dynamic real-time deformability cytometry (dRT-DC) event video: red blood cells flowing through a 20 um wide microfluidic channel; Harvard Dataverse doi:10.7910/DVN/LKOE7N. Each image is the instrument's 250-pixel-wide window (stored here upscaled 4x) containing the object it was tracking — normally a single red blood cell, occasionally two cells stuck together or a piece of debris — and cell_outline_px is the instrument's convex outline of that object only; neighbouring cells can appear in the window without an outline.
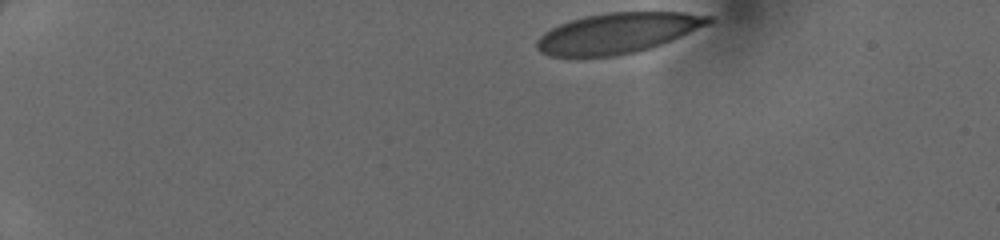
{"species": "human", "species_latin": "Homo sapiens", "temperature_condition": "cold", "stored_images_in_passage": 40, "camera_frame_rate_fps": 3000, "um_per_image_px": 0.085, "donor": {"sex": "female"}, "frame": {"image": 1, "passage_image": 1, "time_ms": 0.0, "image_size_px": [1000, 240], "cell_outline_px": [[716, 20], [708, 24], [672, 40], [636, 52], [616, 56], [548, 56], [540, 52], [536, 48], [536, 40], [544, 32], [560, 24], [584, 16], [608, 12], [684, 12], [712, 16]], "centroid_in_image_um": [52.5, 2.8], "position_along_channel_um": 32.5, "area_um2": 40.29}}
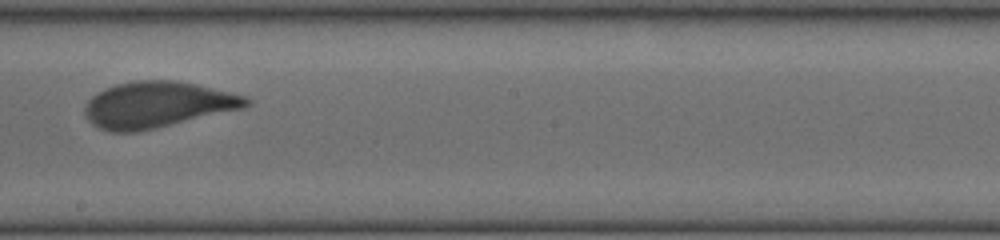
{"frame": {"image": 2, "passage_image": 22, "time_ms": 7.0, "image_size_px": [1000, 240], "cell_outline_px": [[252, 100], [244, 108], [136, 132], [108, 132], [92, 124], [88, 120], [84, 112], [84, 104], [92, 96], [104, 88], [116, 84], [136, 80], [172, 80], [196, 84], [232, 92], [244, 96]], "centroid_in_image_um": [13.34, 8.89], "position_along_channel_um": 234.9, "area_um2": 43.23}}
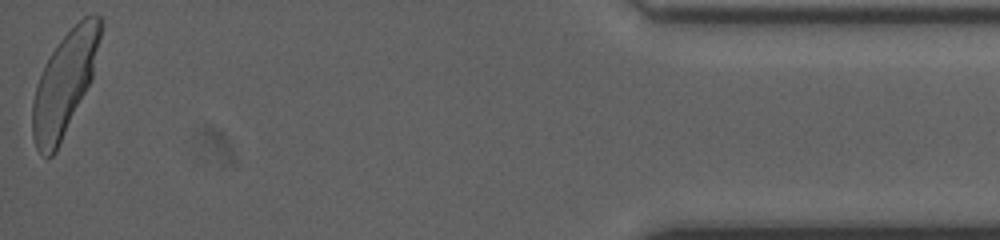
{"frame": {"image": 3, "passage_image": 40, "time_ms": 13.0, "image_size_px": [1000, 240], "cell_outline_px": [[104, 24], [92, 80], [56, 152], [52, 156], [44, 156], [36, 148], [32, 136], [32, 100], [40, 76], [52, 52], [60, 40], [84, 16], [100, 16]], "centroid_in_image_um": [5.51, 7.1], "position_along_channel_um": 429.7, "area_um2": 40.46}}